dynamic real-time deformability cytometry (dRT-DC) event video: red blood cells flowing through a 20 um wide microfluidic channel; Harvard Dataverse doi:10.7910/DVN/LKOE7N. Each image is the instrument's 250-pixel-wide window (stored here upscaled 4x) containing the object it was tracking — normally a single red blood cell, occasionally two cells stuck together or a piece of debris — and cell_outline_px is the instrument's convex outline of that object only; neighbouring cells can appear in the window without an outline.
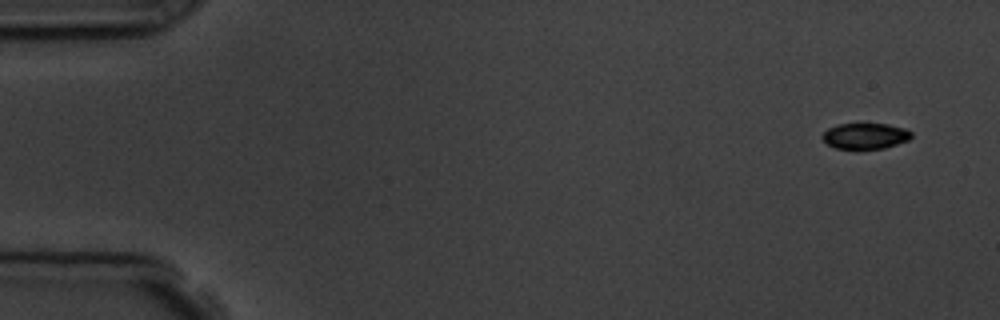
{"species": "common noctule bat (a hibernating species)", "species_latin": "Nyctalus noctula", "temperature_condition": "room temperature", "stored_images_in_passage": 5, "camera_frame_rate_fps": 3000, "um_per_image_px": 0.085, "animal": {"sex": "male", "body_mass_g": 19.5, "forearm_length_mm": 54.6}, "frame": {"image": 1, "passage_image": 1, "time_ms": 0.0, "image_size_px": [1000, 320], "cell_outline_px": [[912, 136], [908, 140], [884, 148], [836, 148], [828, 144], [820, 136], [828, 128], [836, 124], [888, 124], [904, 128], [912, 132]], "centroid_in_image_um": [73.54, 11.54], "position_along_channel_um": 11.5, "area_um2": 13.24}}